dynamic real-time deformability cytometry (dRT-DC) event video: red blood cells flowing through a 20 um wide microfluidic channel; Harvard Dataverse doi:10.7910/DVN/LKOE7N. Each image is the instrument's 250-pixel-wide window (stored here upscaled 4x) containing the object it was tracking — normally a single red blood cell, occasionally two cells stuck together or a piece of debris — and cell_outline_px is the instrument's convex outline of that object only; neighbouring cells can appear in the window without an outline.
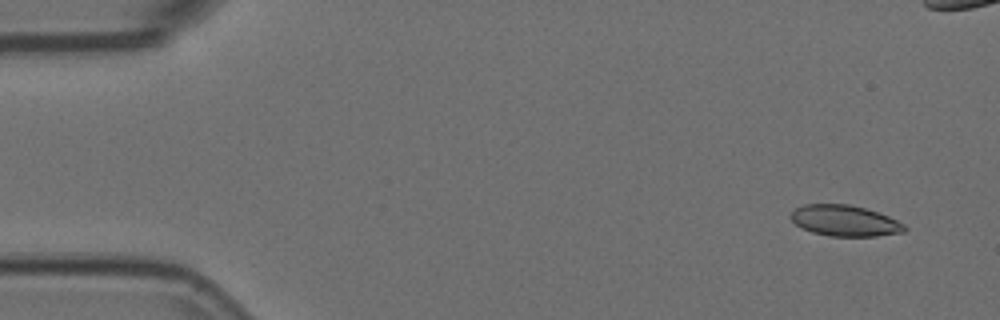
{"species": "Egyptian fruit bat (a non-hibernating species)", "species_latin": "Rousettus aegyptiacus", "temperature_condition": "room temperature", "stored_images_in_passage": 8, "camera_frame_rate_fps": 3000, "um_per_image_px": 0.085, "animal": {"sex": "female"}, "frame": {"image": 1, "passage_image": 1, "time_ms": 0.0, "image_size_px": [1000, 320], "cell_outline_px": [[908, 228], [904, 232], [876, 236], [832, 236], [812, 232], [800, 228], [788, 216], [796, 208], [804, 204], [848, 204], [864, 208], [888, 216], [904, 224]], "centroid_in_image_um": [71.79, 18.76], "position_along_channel_um": 13.2, "area_um2": 20.46}}
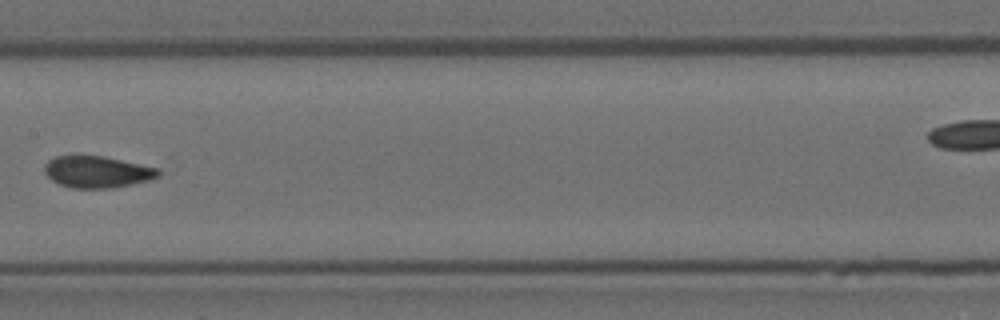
{"frame": {"image": 2, "passage_image": 7, "time_ms": 2.0, "image_size_px": [1000, 320], "cell_outline_px": [[160, 176], [148, 180], [112, 188], [72, 188], [60, 184], [52, 180], [44, 172], [44, 164], [48, 160], [56, 156], [104, 156], [160, 168]], "centroid_in_image_um": [8.26, 14.6], "position_along_channel_um": 199.1, "area_um2": 20.98}}
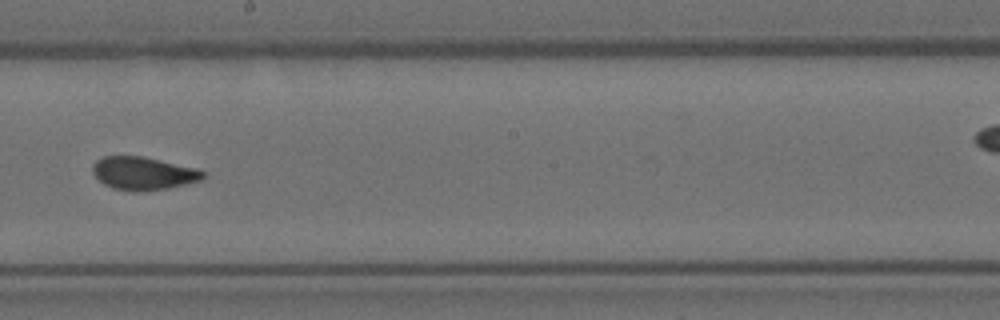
{"frame": {"image": 3, "passage_image": 8, "time_ms": 2.333, "image_size_px": [1000, 320], "cell_outline_px": [[204, 176], [200, 180], [168, 188], [140, 192], [132, 192], [112, 188], [104, 184], [92, 172], [92, 164], [96, 160], [104, 156], [144, 156], [196, 168], [204, 172]], "centroid_in_image_um": [12.14, 14.73], "position_along_channel_um": 236.1, "area_um2": 21.27}}